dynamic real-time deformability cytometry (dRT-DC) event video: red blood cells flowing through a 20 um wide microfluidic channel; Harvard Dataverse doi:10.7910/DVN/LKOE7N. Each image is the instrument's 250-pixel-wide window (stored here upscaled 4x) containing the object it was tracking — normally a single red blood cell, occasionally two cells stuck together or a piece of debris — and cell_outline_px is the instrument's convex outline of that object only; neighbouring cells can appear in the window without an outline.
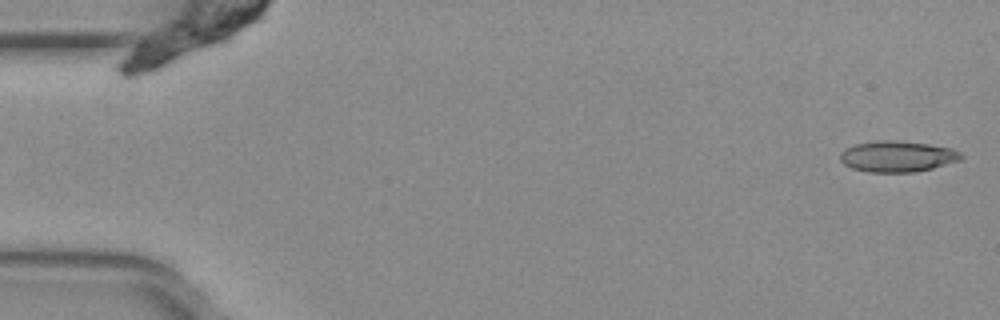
{"species": "common noctule bat (a hibernating species)", "species_latin": "Nyctalus noctula", "temperature_condition": "warm", "stored_images_in_passage": 15, "camera_frame_rate_fps": 3000, "um_per_image_px": 0.085, "animal": {"sex": "female", "body_mass_g": 29.2, "forearm_length_mm": 56.3}, "frame": {"image": 1, "passage_image": 1, "time_ms": 0.0, "image_size_px": [1000, 320], "cell_outline_px": [[964, 156], [960, 160], [932, 168], [916, 172], [868, 172], [852, 168], [844, 164], [840, 160], [840, 152], [856, 144], [880, 140], [896, 140], [928, 144], [952, 148], [960, 152]], "centroid_in_image_um": [76.29, 13.3], "position_along_channel_um": 8.7, "area_um2": 21.79}}